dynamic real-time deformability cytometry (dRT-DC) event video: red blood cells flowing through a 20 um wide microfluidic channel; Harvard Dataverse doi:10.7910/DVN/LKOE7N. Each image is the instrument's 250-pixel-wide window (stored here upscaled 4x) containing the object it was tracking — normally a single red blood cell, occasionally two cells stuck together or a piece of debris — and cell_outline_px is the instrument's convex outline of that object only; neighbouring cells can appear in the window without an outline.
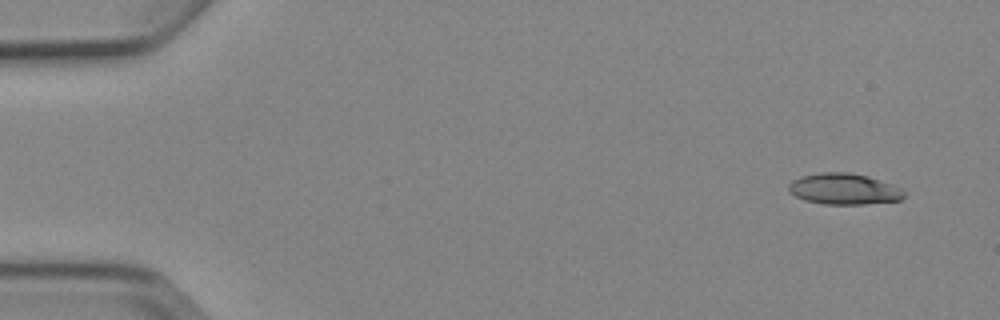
{"species": "Egyptian fruit bat (a non-hibernating species)", "species_latin": "Rousettus aegyptiacus", "temperature_condition": "cold", "stored_images_in_passage": 5, "camera_frame_rate_fps": 3000, "um_per_image_px": 0.085, "animal": {"sex": "female"}, "frame": {"image": 1, "passage_image": 1, "time_ms": 0.0, "image_size_px": [1000, 320], "cell_outline_px": [[904, 196], [900, 200], [864, 204], [824, 204], [804, 200], [788, 192], [788, 184], [792, 180], [800, 176], [820, 172], [848, 172], [868, 176], [892, 184], [900, 188], [904, 192]], "centroid_in_image_um": [71.7, 16.05], "position_along_channel_um": 13.3, "area_um2": 20.98}}
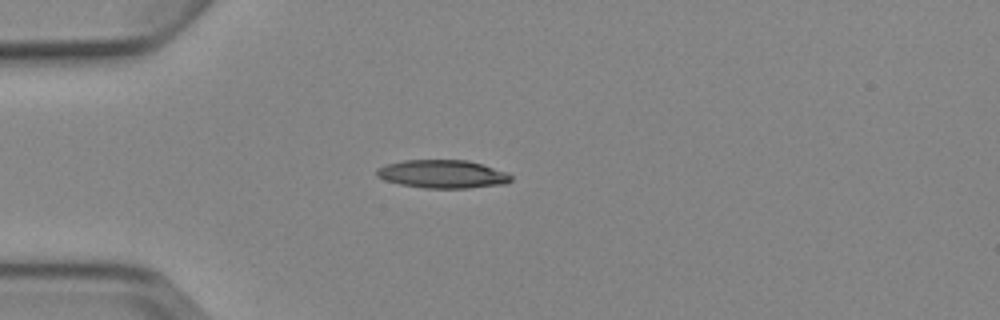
{"frame": {"image": 2, "passage_image": 4, "time_ms": 3.667, "image_size_px": [1000, 320], "cell_outline_px": [[512, 180], [508, 184], [468, 188], [424, 188], [400, 184], [384, 180], [376, 176], [376, 168], [384, 164], [404, 160], [468, 160], [508, 172], [512, 176]], "centroid_in_image_um": [37.62, 14.79], "position_along_channel_um": 47.4, "area_um2": 22.37}}